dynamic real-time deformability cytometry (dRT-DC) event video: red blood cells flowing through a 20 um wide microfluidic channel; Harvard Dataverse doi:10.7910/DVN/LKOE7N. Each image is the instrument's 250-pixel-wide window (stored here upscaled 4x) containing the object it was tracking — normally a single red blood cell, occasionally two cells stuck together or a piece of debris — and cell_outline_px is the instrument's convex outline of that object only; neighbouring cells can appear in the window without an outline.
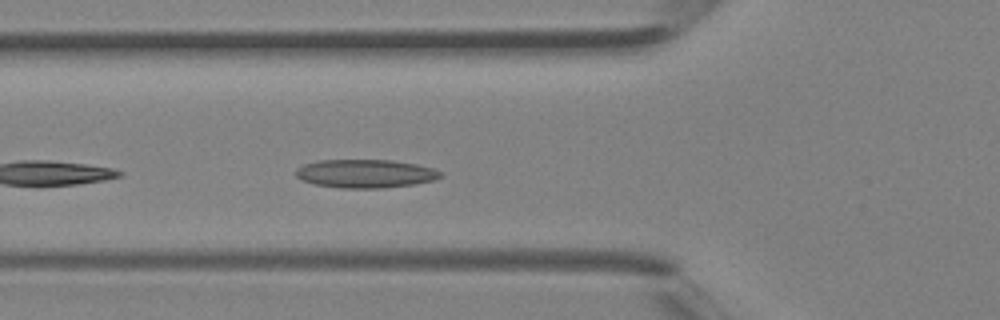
{"species": "Egyptian fruit bat (a non-hibernating species)", "species_latin": "Rousettus aegyptiacus", "temperature_condition": "room temperature", "stored_images_in_passage": 16, "camera_frame_rate_fps": 3000, "um_per_image_px": 0.085, "animal": {"sex": "female"}, "frame": {"image": 1, "passage_image": 12, "time_ms": 3.667, "image_size_px": [1000, 320], "cell_outline_px": [[444, 176], [432, 180], [416, 184], [384, 188], [340, 188], [312, 184], [300, 180], [296, 176], [296, 168], [304, 164], [320, 160], [392, 160], [416, 164], [432, 168], [440, 172]], "centroid_in_image_um": [31.03, 14.76], "position_along_channel_um": 94.8, "area_um2": 24.1}}